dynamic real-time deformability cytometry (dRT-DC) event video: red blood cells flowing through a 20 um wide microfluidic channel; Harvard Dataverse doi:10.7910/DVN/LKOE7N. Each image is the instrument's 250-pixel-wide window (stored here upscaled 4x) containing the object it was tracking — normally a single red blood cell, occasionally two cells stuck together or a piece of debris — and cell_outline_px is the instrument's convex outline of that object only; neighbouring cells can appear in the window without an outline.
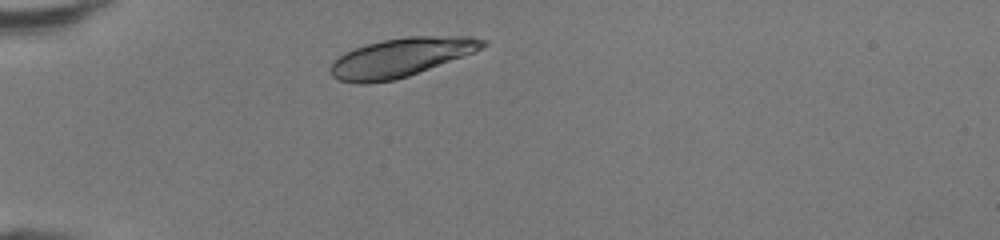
{"species": "human", "species_latin": "Homo sapiens", "temperature_condition": "room temperature", "stored_images_in_passage": 29, "camera_frame_rate_fps": 3000, "um_per_image_px": 0.085, "donor": {"sex": "female"}, "frame": {"image": 1, "passage_image": 1, "time_ms": 0.0, "image_size_px": [1000, 240], "cell_outline_px": [[488, 44], [472, 52], [408, 76], [392, 80], [364, 84], [360, 84], [340, 80], [332, 76], [328, 68], [344, 52], [368, 44], [384, 40], [408, 36], [472, 36], [488, 40]], "centroid_in_image_um": [34.06, 4.87], "position_along_channel_um": 50.9, "area_um2": 33.87}}
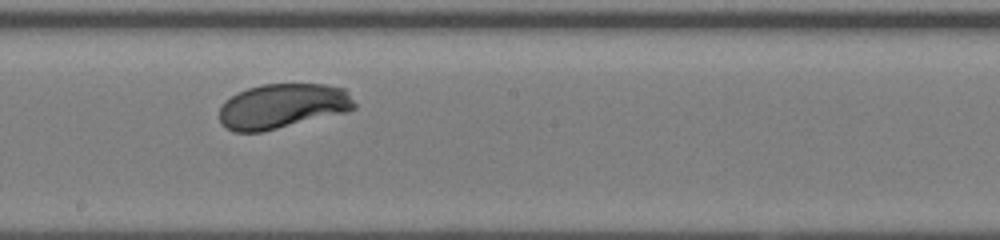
{"frame": {"image": 2, "passage_image": 15, "time_ms": 4.667, "image_size_px": [1000, 240], "cell_outline_px": [[356, 108], [348, 112], [264, 132], [232, 132], [220, 120], [220, 108], [224, 100], [236, 92], [248, 88], [264, 84], [324, 84], [344, 88], [348, 92], [356, 104]], "centroid_in_image_um": [24.03, 9.02], "position_along_channel_um": 224.2, "area_um2": 35.66}}
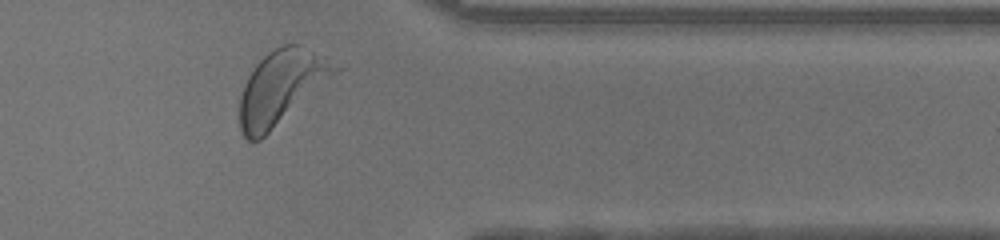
{"frame": {"image": 3, "passage_image": 27, "time_ms": 8.667, "image_size_px": [1000, 240], "cell_outline_px": [[348, 64], [344, 68], [260, 140], [248, 140], [244, 136], [240, 128], [240, 96], [244, 84], [248, 76], [256, 64], [268, 52], [284, 44], [300, 44]], "centroid_in_image_um": [24.02, 7.35], "position_along_channel_um": 387.4, "area_um2": 41.62}, "authors_computed_cell_mechanics": {"area_um2": 35.8938, "velocity_mm_per_s": 4.2553, "shape_relaxation_time_tau1_ms": 1.5771, "shape_relaxation_time_tau2_ms": null, "deformation_change_tau1": 0.1354, "deformation_change_tau2": null}}